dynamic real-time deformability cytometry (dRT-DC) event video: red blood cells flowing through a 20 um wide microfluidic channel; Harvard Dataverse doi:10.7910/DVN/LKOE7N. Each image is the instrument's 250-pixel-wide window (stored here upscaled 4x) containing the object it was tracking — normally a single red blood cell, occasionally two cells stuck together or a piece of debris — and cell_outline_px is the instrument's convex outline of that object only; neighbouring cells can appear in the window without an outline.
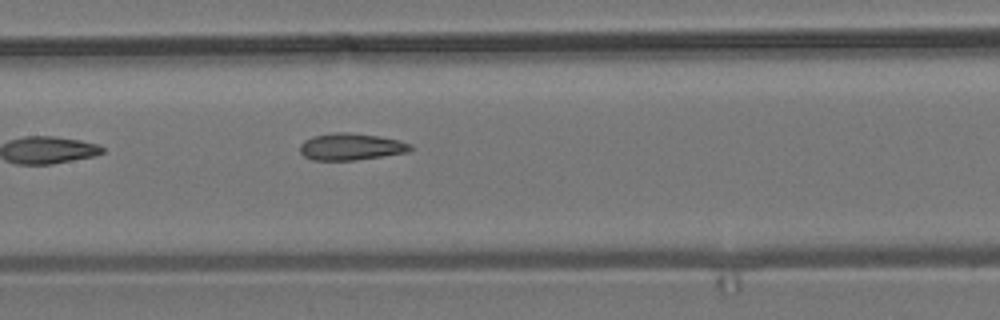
{"species": "common noctule bat (a hibernating species)", "species_latin": "Nyctalus noctula", "temperature_condition": "room temperature", "stored_images_in_passage": 7, "camera_frame_rate_fps": 3000, "um_per_image_px": 0.085, "animal": {"sex": "male", "body_mass_g": 19.2, "forearm_length_mm": 51.8}, "frame": {"image": 1, "passage_image": 7, "time_ms": 2.0, "image_size_px": [1000, 320], "cell_outline_px": [[412, 148], [408, 152], [356, 160], [312, 160], [304, 156], [300, 152], [300, 144], [304, 140], [312, 136], [336, 132], [352, 132], [380, 136], [400, 140], [412, 144]], "centroid_in_image_um": [29.83, 12.46], "position_along_channel_um": 177.6, "area_um2": 17.46}}